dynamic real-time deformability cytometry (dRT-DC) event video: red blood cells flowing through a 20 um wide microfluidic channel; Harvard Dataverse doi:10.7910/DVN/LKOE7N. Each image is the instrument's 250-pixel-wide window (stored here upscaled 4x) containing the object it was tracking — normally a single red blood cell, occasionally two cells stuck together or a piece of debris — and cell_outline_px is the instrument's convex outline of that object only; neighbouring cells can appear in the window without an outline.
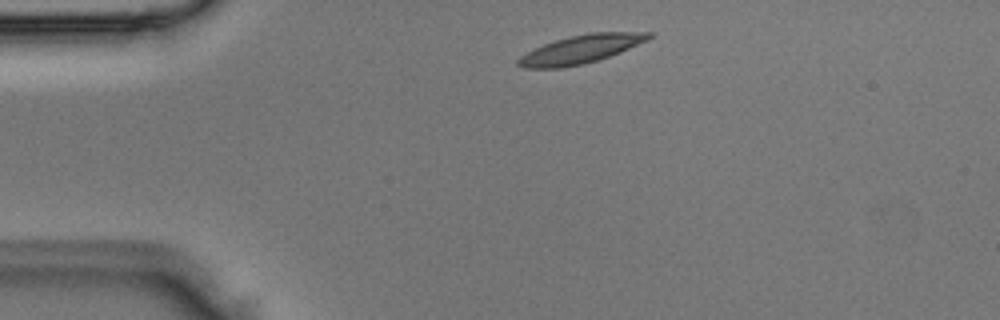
{"species": "Egyptian fruit bat (a non-hibernating species)", "species_latin": "Rousettus aegyptiacus", "temperature_condition": "room temperature", "stored_images_in_passage": 2, "camera_frame_rate_fps": 3000, "um_per_image_px": 0.085, "animal": {"sex": "male"}, "frame": {"image": 1, "passage_image": 1, "time_ms": 0.0, "image_size_px": [1000, 320], "cell_outline_px": [[656, 36], [648, 40], [620, 52], [584, 64], [560, 68], [524, 68], [516, 64], [516, 60], [520, 56], [544, 44], [556, 40], [572, 36], [592, 32], [652, 32]], "centroid_in_image_um": [49.4, 4.18], "position_along_channel_um": 35.6, "area_um2": 21.39}}